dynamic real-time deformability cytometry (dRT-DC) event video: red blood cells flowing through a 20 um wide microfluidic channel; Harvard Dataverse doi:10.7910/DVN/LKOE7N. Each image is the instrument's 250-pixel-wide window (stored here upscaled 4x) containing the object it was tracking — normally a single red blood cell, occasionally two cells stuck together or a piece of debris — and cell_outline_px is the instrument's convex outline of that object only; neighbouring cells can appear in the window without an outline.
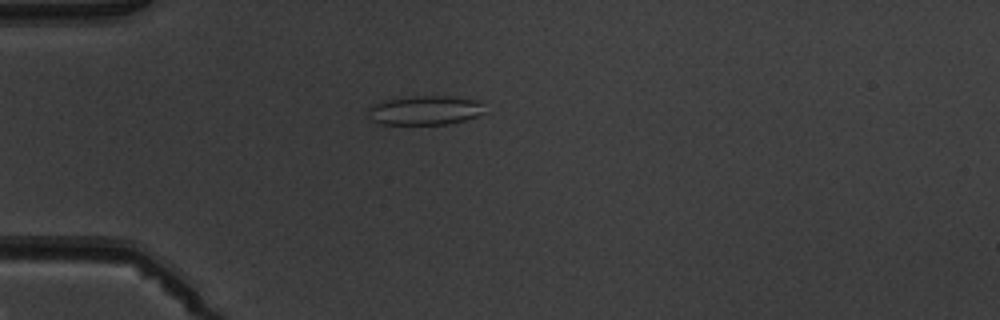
{"species": "common noctule bat (a hibernating species)", "species_latin": "Nyctalus noctula", "temperature_condition": "warm", "stored_images_in_passage": 3, "camera_frame_rate_fps": 3000, "um_per_image_px": 0.085, "animal": {"sex": "male", "body_mass_g": 19.5, "forearm_length_mm": 54.6}, "frame": {"image": 1, "passage_image": 2, "time_ms": 1.333, "image_size_px": [1000, 320], "cell_outline_px": [[484, 112], [476, 116], [464, 120], [448, 124], [380, 124], [372, 120], [368, 116], [368, 108], [372, 104], [380, 100], [412, 96], [452, 96], [476, 100], [480, 104]], "centroid_in_image_um": [36.04, 9.37], "position_along_channel_um": 49.0, "area_um2": 19.88}}